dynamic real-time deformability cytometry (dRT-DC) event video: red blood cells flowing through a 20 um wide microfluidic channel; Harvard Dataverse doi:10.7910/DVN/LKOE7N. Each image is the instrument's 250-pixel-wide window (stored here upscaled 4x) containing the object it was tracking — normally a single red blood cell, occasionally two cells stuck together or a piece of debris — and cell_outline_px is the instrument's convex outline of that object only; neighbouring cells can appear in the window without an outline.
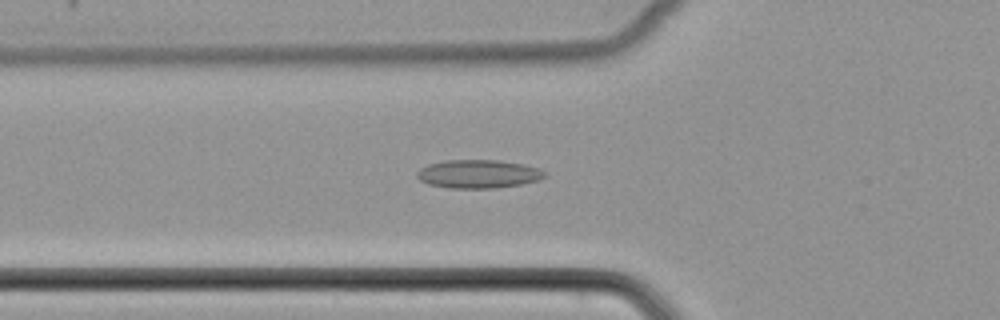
{"species": "common noctule bat (a hibernating species)", "species_latin": "Nyctalus noctula", "temperature_condition": "cold", "stored_images_in_passage": 53, "camera_frame_rate_fps": 3000, "um_per_image_px": 0.085, "animal": {"sex": "female", "body_mass_g": 22.7, "forearm_length_mm": 54.2}, "frame": {"image": 1, "passage_image": 19, "time_ms": 6.0, "image_size_px": [1000, 320], "cell_outline_px": [[548, 172], [544, 176], [536, 180], [520, 184], [496, 188], [448, 188], [428, 184], [420, 180], [416, 176], [416, 172], [420, 168], [428, 164], [444, 160], [500, 160], [524, 164], [540, 168]], "centroid_in_image_um": [40.64, 14.78], "position_along_channel_um": 85.2, "area_um2": 21.27}}
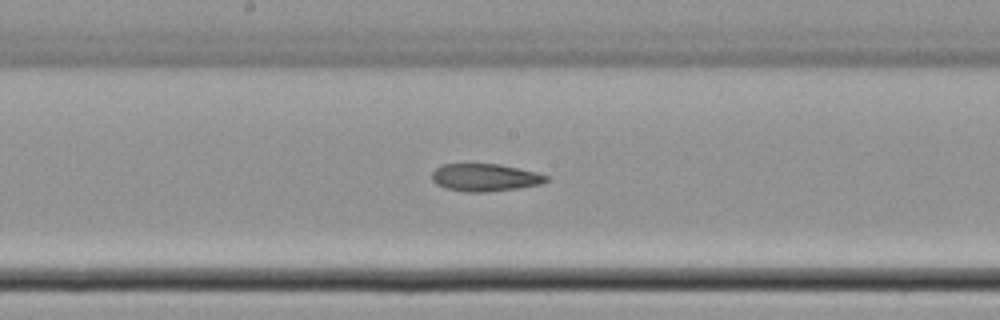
{"frame": {"image": 2, "passage_image": 28, "time_ms": 9.0, "image_size_px": [1000, 320], "cell_outline_px": [[548, 180], [540, 184], [520, 188], [484, 192], [464, 192], [444, 188], [436, 184], [432, 180], [432, 172], [440, 164], [500, 164], [536, 172], [548, 176]], "centroid_in_image_um": [41.19, 15.09], "position_along_channel_um": 207.0, "area_um2": 18.44}}
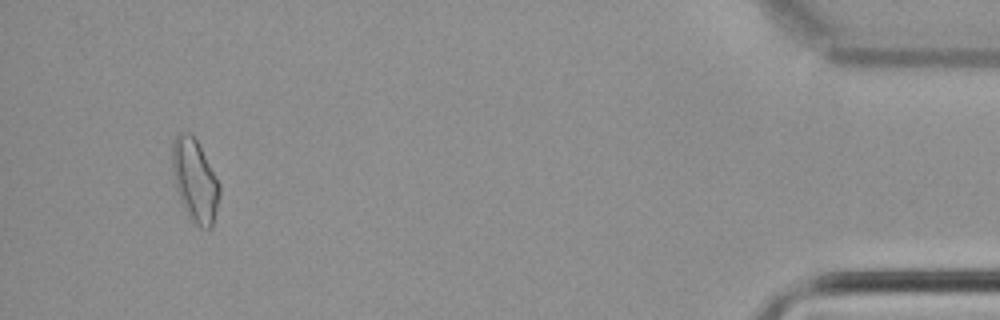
{"frame": {"image": 3, "passage_image": 49, "time_ms": 16.0, "image_size_px": [1000, 320], "cell_outline_px": [[220, 196], [212, 228], [200, 228], [192, 220], [184, 208], [180, 200], [176, 188], [172, 168], [172, 140], [180, 132], [188, 132], [196, 140], [220, 184]], "centroid_in_image_um": [16.57, 15.35], "position_along_channel_um": 418.6, "area_um2": 22.54}}